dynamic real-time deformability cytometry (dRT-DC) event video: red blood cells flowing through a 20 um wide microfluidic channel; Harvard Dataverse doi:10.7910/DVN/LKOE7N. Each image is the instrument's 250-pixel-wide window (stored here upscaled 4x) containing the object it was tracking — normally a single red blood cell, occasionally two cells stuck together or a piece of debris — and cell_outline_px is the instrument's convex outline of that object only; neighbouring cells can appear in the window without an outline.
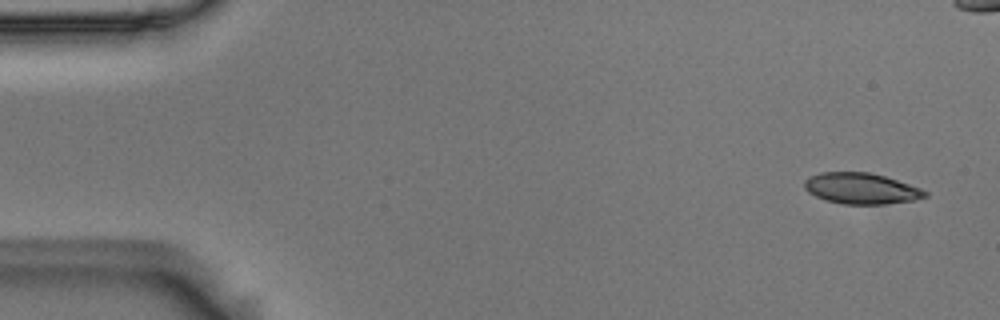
{"species": "Egyptian fruit bat (a non-hibernating species)", "species_latin": "Rousettus aegyptiacus", "temperature_condition": "room temperature", "stored_images_in_passage": 5, "camera_frame_rate_fps": 3000, "um_per_image_px": 0.085, "animal": {"sex": "male"}, "frame": {"image": 1, "passage_image": 1, "time_ms": 0.0, "image_size_px": [1000, 320], "cell_outline_px": [[928, 196], [912, 200], [884, 204], [844, 204], [824, 200], [808, 192], [804, 188], [804, 180], [808, 176], [820, 172], [868, 172], [884, 176], [920, 188], [928, 192]], "centroid_in_image_um": [73.15, 16.01], "position_along_channel_um": 11.8, "area_um2": 21.73}}